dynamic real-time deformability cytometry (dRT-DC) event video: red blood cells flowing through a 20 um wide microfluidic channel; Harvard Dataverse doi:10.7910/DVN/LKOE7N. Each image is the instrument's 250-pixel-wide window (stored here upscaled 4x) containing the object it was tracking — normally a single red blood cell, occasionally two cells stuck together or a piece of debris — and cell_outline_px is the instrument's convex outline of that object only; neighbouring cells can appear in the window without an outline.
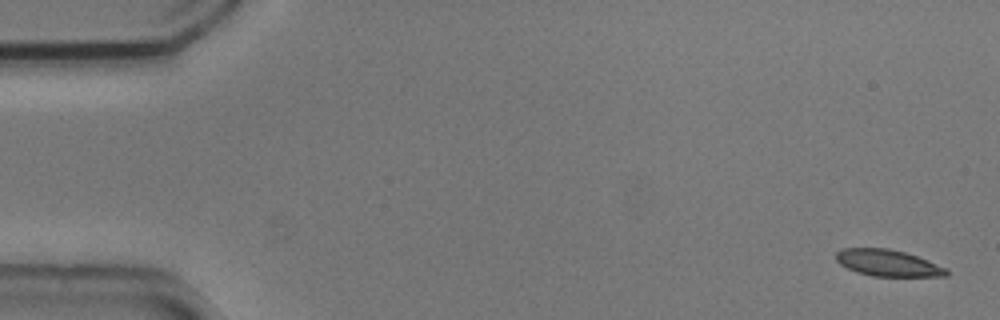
{"species": "common noctule bat (a hibernating species)", "species_latin": "Nyctalus noctula", "temperature_condition": "cold", "stored_images_in_passage": 4, "camera_frame_rate_fps": 3000, "um_per_image_px": 0.085, "animal": {"sex": "male", "body_mass_g": 20.5, "forearm_length_mm": 52.5}, "frame": {"image": 1, "passage_image": 1, "time_ms": 0.0, "image_size_px": [1000, 320], "cell_outline_px": [[948, 276], [872, 276], [856, 272], [840, 264], [836, 260], [836, 252], [840, 248], [888, 248], [904, 252], [928, 260], [948, 268]], "centroid_in_image_um": [75.46, 22.35], "position_along_channel_um": 9.5, "area_um2": 17.11}}
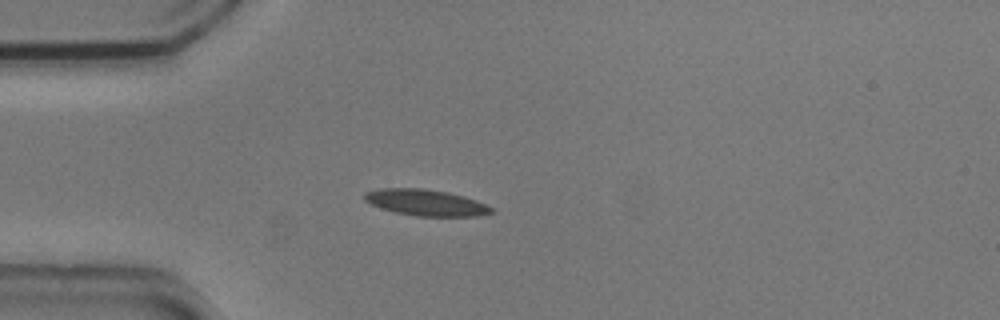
{"frame": {"image": 2, "passage_image": 4, "time_ms": 1.0, "image_size_px": [1000, 320], "cell_outline_px": [[496, 212], [476, 216], [416, 216], [396, 212], [380, 208], [364, 200], [364, 192], [380, 188], [424, 188], [448, 192], [464, 196], [476, 200], [492, 208]], "centroid_in_image_um": [36.19, 17.21], "position_along_channel_um": 48.8, "area_um2": 19.42}}